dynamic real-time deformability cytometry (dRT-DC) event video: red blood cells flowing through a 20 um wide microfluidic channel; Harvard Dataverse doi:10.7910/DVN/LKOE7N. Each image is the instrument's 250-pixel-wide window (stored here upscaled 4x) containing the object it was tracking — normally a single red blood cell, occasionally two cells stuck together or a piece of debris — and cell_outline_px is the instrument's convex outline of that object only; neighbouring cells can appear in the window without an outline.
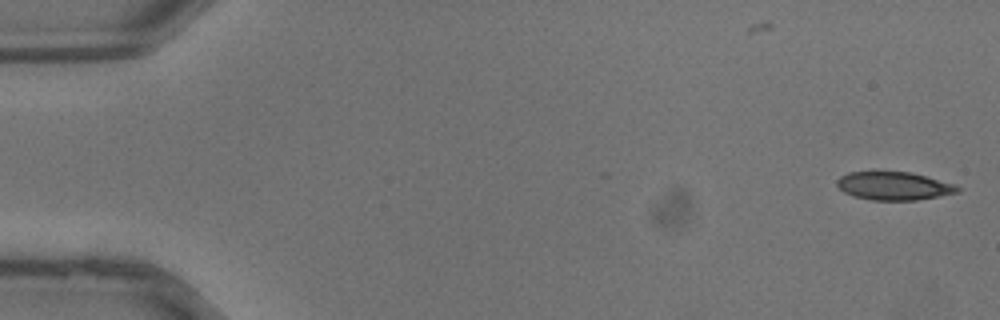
{"species": "common noctule bat (a hibernating species)", "species_latin": "Nyctalus noctula", "temperature_condition": "warm", "stored_images_in_passage": 2, "camera_frame_rate_fps": 3000, "um_per_image_px": 0.085, "animal": {"sex": "male", "body_mass_g": 13.3}, "frame": {"image": 1, "passage_image": 2, "time_ms": 0.333, "image_size_px": [1000, 320], "cell_outline_px": [[960, 192], [940, 196], [916, 200], [872, 200], [852, 196], [844, 192], [836, 184], [836, 180], [840, 176], [848, 172], [908, 172], [924, 176], [952, 184], [960, 188]], "centroid_in_image_um": [75.93, 15.81], "position_along_channel_um": 9.1, "area_um2": 19.59}}